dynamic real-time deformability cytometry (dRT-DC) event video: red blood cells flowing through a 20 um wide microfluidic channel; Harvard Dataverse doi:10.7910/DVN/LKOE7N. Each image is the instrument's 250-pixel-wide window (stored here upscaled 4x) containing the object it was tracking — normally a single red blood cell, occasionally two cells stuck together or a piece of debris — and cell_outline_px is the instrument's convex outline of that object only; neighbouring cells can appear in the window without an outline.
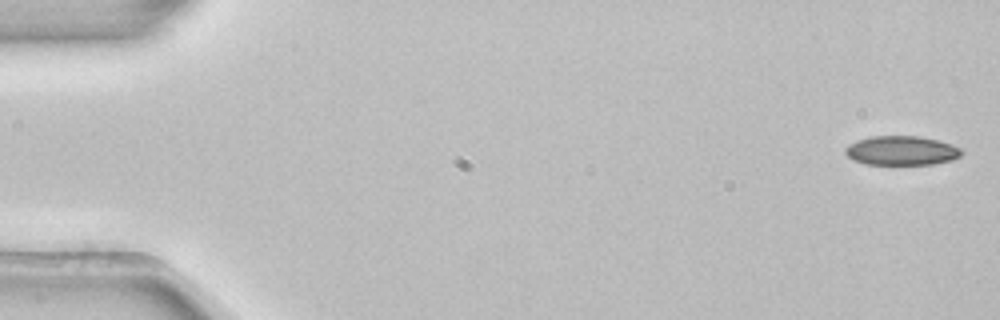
{"species": "common noctule bat (a hibernating species)", "species_latin": "Nyctalus noctula", "temperature_condition": "room temperature", "stored_images_in_passage": 4, "camera_frame_rate_fps": 3000, "um_per_image_px": 0.085, "animal": {"sex": "female", "body_mass_g": 22.7, "forearm_length_mm": 54.2}, "frame": {"image": 1, "passage_image": 1, "time_ms": 0.0, "image_size_px": [1000, 320], "cell_outline_px": [[964, 152], [960, 156], [952, 160], [932, 164], [868, 164], [852, 160], [844, 152], [844, 148], [848, 144], [856, 140], [872, 136], [920, 136], [952, 144], [960, 148]], "centroid_in_image_um": [76.61, 12.79], "position_along_channel_um": 8.4, "area_um2": 19.88}}
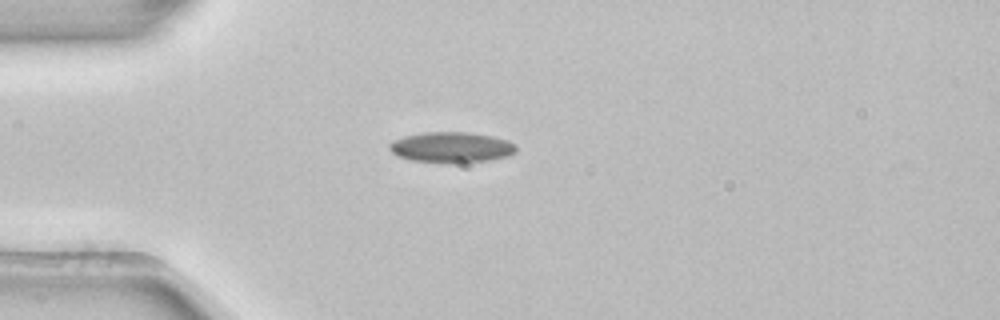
{"frame": {"image": 2, "passage_image": 4, "time_ms": 1.0, "image_size_px": [1000, 320], "cell_outline_px": [[516, 152], [508, 156], [488, 160], [412, 160], [396, 156], [388, 148], [388, 144], [392, 140], [404, 136], [424, 132], [468, 132], [492, 136], [508, 140], [516, 144]], "centroid_in_image_um": [38.35, 12.47], "position_along_channel_um": 46.6, "area_um2": 21.85}}